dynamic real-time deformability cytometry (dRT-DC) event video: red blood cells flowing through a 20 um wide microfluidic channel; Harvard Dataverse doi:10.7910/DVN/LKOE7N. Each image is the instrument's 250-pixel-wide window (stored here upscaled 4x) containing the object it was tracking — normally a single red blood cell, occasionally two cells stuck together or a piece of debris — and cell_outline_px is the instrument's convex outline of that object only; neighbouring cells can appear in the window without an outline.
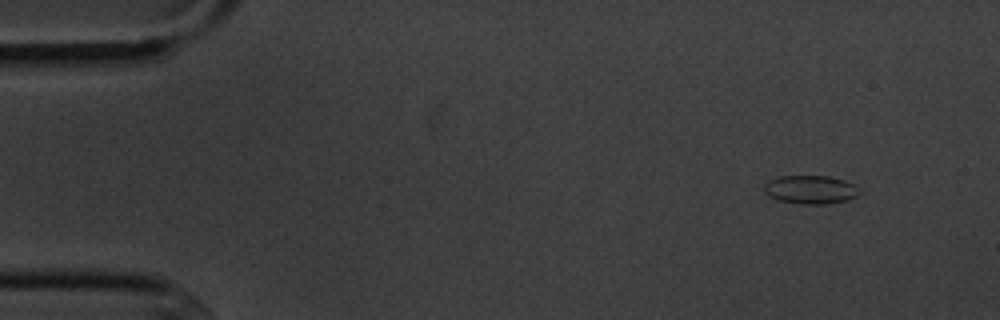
{"species": "common noctule bat (a hibernating species)", "species_latin": "Nyctalus noctula", "temperature_condition": "cold", "stored_images_in_passage": 4, "camera_frame_rate_fps": 3000, "um_per_image_px": 0.085, "animal": {"sex": "male", "body_mass_g": 20.1, "forearm_length_mm": 53.5}, "frame": {"image": 1, "passage_image": 1, "time_ms": 0.0, "image_size_px": [1000, 320], "cell_outline_px": [[860, 192], [856, 196], [848, 200], [828, 204], [800, 204], [776, 200], [768, 196], [764, 192], [764, 184], [768, 180], [780, 176], [828, 176], [844, 180], [852, 184]], "centroid_in_image_um": [68.84, 16.13], "position_along_channel_um": 16.2, "area_um2": 15.9}}
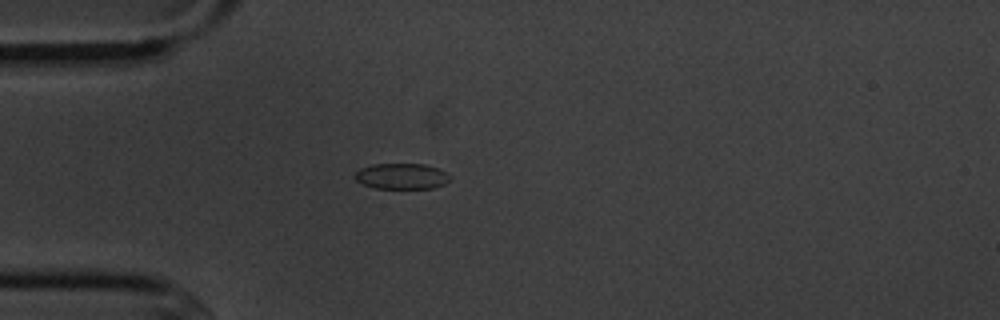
{"frame": {"image": 2, "passage_image": 4, "time_ms": 3.333, "image_size_px": [1000, 320], "cell_outline_px": [[452, 176], [444, 184], [432, 188], [376, 188], [364, 184], [356, 180], [352, 176], [360, 168], [372, 164], [424, 164], [440, 168]], "centroid_in_image_um": [34.14, 14.97], "position_along_channel_um": 50.9, "area_um2": 14.33}}